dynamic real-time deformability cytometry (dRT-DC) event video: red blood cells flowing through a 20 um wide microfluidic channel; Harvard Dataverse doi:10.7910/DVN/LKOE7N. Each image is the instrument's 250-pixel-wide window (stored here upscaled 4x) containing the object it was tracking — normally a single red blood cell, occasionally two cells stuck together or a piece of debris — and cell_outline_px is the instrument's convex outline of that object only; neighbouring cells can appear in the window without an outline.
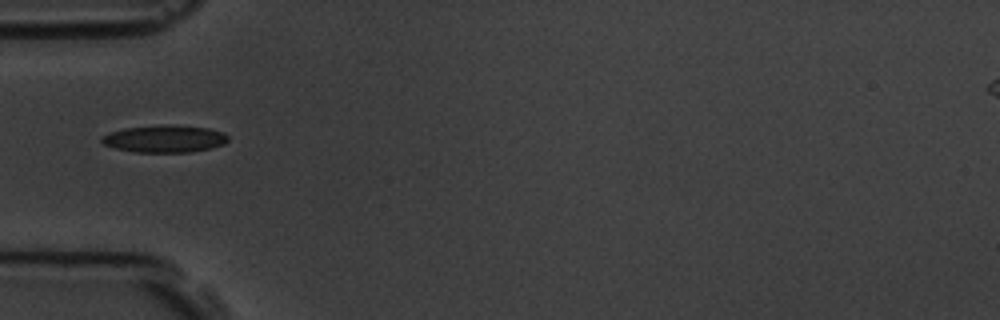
{"species": "common noctule bat (a hibernating species)", "species_latin": "Nyctalus noctula", "temperature_condition": "room temperature", "stored_images_in_passage": 7, "camera_frame_rate_fps": 3000, "um_per_image_px": 0.085, "animal": {"sex": "male", "body_mass_g": 19.5, "forearm_length_mm": 54.6}, "frame": {"image": 1, "passage_image": 7, "time_ms": 7.667, "image_size_px": [1000, 320], "cell_outline_px": [[228, 140], [224, 144], [208, 148], [188, 152], [136, 152], [116, 148], [104, 144], [100, 140], [100, 136], [124, 128], [164, 124], [168, 124], [208, 128], [224, 132], [228, 136]], "centroid_in_image_um": [13.99, 11.78], "position_along_channel_um": 71.0, "area_um2": 20.0}}